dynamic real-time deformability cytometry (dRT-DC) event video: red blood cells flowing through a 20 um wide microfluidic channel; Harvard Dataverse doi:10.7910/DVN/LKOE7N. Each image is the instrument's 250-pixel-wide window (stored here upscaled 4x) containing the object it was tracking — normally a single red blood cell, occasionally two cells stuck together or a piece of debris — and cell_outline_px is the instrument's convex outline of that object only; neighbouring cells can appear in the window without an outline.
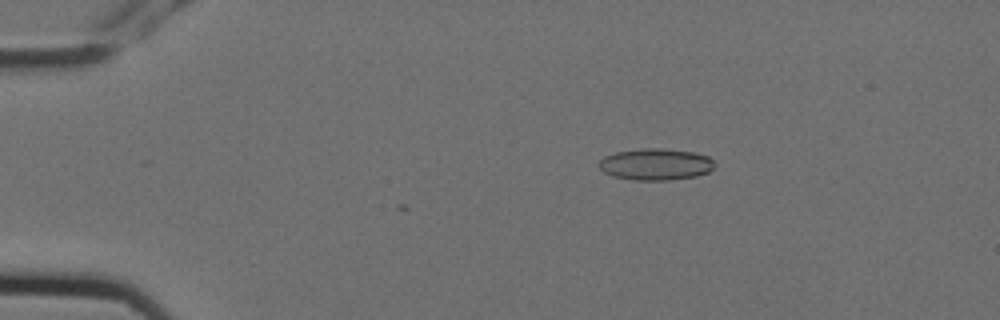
{"species": "Egyptian fruit bat (a non-hibernating species)", "species_latin": "Rousettus aegyptiacus", "temperature_condition": "cold", "stored_images_in_passage": 4, "camera_frame_rate_fps": 3000, "um_per_image_px": 0.085, "animal": {"sex": "female"}, "frame": {"image": 1, "passage_image": 2, "time_ms": 0.333, "image_size_px": [1000, 320], "cell_outline_px": [[712, 168], [708, 172], [696, 176], [668, 180], [632, 180], [612, 176], [604, 172], [596, 164], [604, 156], [616, 152], [644, 148], [664, 148], [692, 152], [708, 156], [712, 160]], "centroid_in_image_um": [55.68, 13.96], "position_along_channel_um": 29.3, "area_um2": 21.27}}